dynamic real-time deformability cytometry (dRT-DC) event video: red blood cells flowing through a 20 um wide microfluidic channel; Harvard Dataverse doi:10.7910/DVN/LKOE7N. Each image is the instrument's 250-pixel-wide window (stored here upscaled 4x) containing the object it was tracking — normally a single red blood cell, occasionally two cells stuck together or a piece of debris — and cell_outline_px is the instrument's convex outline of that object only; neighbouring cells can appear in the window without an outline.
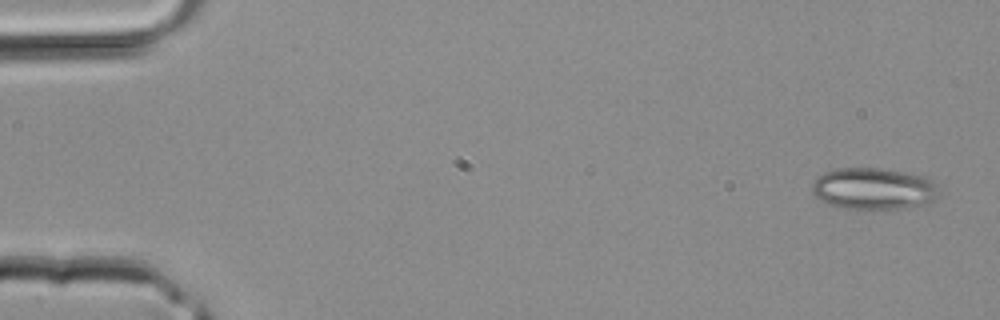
{"species": "common noctule bat (a hibernating species)", "species_latin": "Nyctalus noctula", "temperature_condition": "room temperature", "stored_images_in_passage": 4, "camera_frame_rate_fps": 3000, "um_per_image_px": 0.085, "animal": {"sex": "male", "body_mass_g": 20.4}, "frame": {"image": 1, "passage_image": 1, "time_ms": 0.0, "image_size_px": [1000, 320], "cell_outline_px": [[936, 196], [928, 204], [900, 208], [844, 208], [828, 204], [820, 200], [812, 192], [812, 184], [816, 176], [824, 172], [840, 168], [880, 168], [928, 176], [936, 180]], "centroid_in_image_um": [74.25, 16.02], "position_along_channel_um": 10.7, "area_um2": 30.81}}
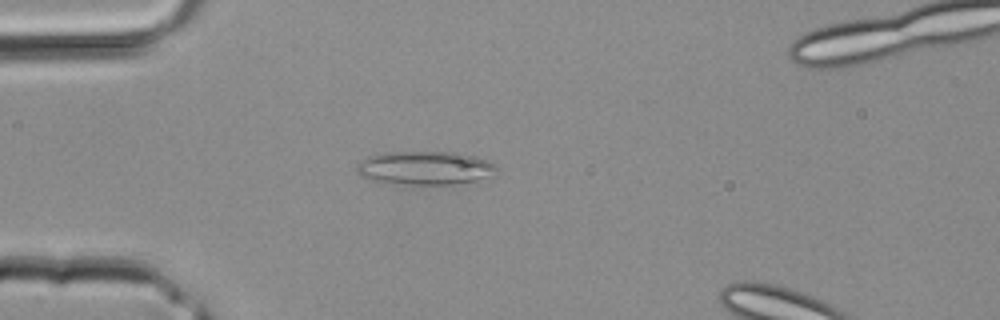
{"frame": {"image": 2, "passage_image": 3, "time_ms": 0.667, "image_size_px": [1000, 320], "cell_outline_px": [[496, 176], [476, 180], [452, 184], [408, 184], [372, 180], [360, 176], [356, 172], [356, 164], [360, 160], [368, 156], [384, 152], [464, 152], [496, 164]], "centroid_in_image_um": [36.14, 14.26], "position_along_channel_um": 48.9, "area_um2": 27.57}}